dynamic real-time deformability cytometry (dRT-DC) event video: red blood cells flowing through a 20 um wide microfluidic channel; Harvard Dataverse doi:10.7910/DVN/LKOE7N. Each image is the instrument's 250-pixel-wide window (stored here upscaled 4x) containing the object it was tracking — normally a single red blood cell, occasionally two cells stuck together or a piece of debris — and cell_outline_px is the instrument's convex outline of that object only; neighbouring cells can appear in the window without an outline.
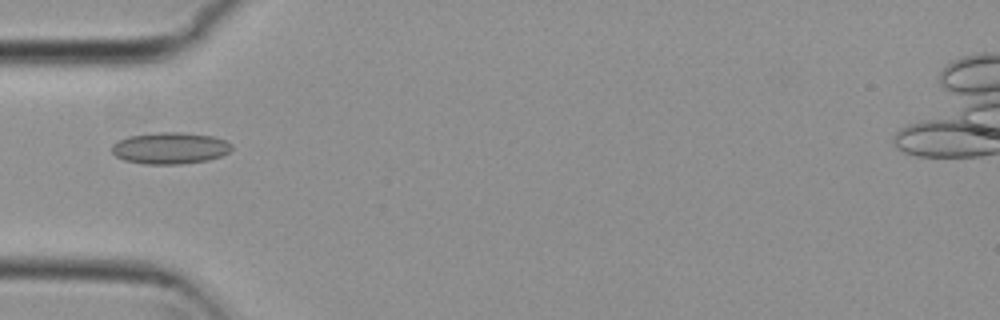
{"species": "common noctule bat (a hibernating species)", "species_latin": "Nyctalus noctula", "temperature_condition": "cold", "stored_images_in_passage": 1, "camera_frame_rate_fps": 3000, "um_per_image_px": 0.085, "animal": {"sex": "female", "body_mass_g": 29.2, "forearm_length_mm": 56.3}, "frame": {"image": 1, "passage_image": 1, "time_ms": 0.0, "image_size_px": [1000, 320], "cell_outline_px": [[232, 148], [228, 152], [220, 156], [208, 160], [180, 164], [144, 164], [124, 160], [116, 156], [112, 152], [112, 144], [128, 136], [160, 132], [180, 132], [212, 136], [224, 140], [232, 144]], "centroid_in_image_um": [14.44, 12.59], "position_along_channel_um": 70.6, "area_um2": 21.96}}